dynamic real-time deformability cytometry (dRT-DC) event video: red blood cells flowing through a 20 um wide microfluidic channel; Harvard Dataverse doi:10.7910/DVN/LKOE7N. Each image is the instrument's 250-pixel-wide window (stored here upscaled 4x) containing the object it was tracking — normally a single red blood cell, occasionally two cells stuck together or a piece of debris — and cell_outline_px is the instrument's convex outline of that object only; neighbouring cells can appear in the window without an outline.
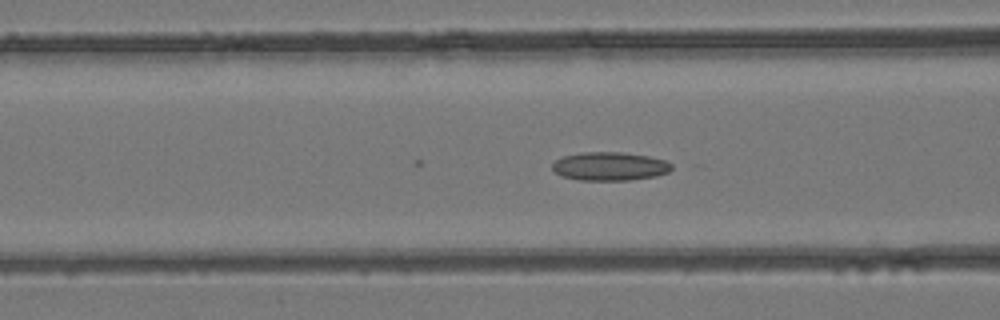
{"species": "common noctule bat (a hibernating species)", "species_latin": "Nyctalus noctula", "temperature_condition": "room temperature", "stored_images_in_passage": 43, "camera_frame_rate_fps": 3000, "um_per_image_px": 0.085, "animal": {"sex": "female", "body_mass_g": 24.6, "forearm_length_mm": 56.2}, "frame": {"image": 1, "passage_image": 18, "time_ms": 5.667, "image_size_px": [1000, 320], "cell_outline_px": [[672, 168], [668, 172], [656, 176], [628, 180], [576, 180], [560, 176], [552, 168], [552, 164], [556, 160], [564, 156], [580, 152], [624, 152], [648, 156], [664, 160], [672, 164]], "centroid_in_image_um": [51.81, 14.13], "position_along_channel_um": 114.8, "area_um2": 19.88}}
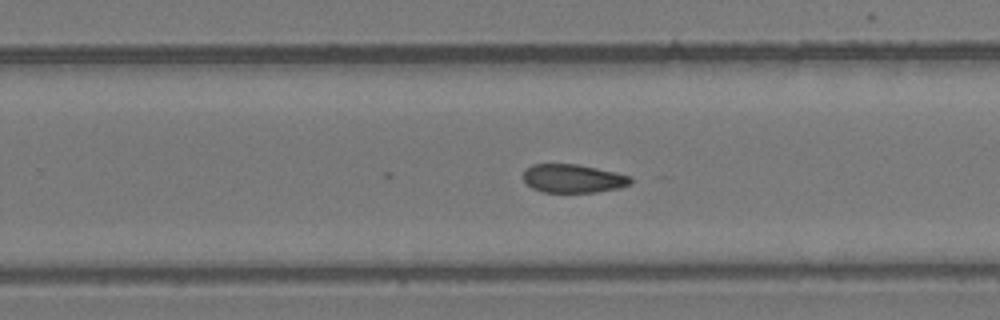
{"frame": {"image": 2, "passage_image": 28, "time_ms": 9.0, "image_size_px": [1000, 320], "cell_outline_px": [[632, 184], [620, 188], [596, 192], [544, 192], [532, 188], [524, 180], [524, 168], [532, 164], [576, 164], [616, 172], [632, 176]], "centroid_in_image_um": [48.74, 15.17], "position_along_channel_um": 281.1, "area_um2": 17.92}}
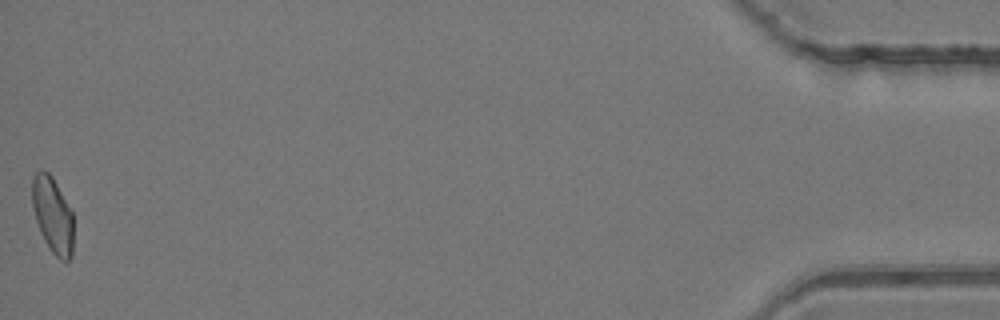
{"frame": {"image": 3, "passage_image": 43, "time_ms": 14.0, "image_size_px": [1000, 320], "cell_outline_px": [[72, 256], [68, 260], [60, 260], [52, 252], [44, 240], [40, 232], [36, 220], [32, 204], [32, 176], [36, 172], [48, 172], [52, 176], [72, 212]], "centroid_in_image_um": [4.46, 18.29], "position_along_channel_um": 430.7, "area_um2": 17.98}}